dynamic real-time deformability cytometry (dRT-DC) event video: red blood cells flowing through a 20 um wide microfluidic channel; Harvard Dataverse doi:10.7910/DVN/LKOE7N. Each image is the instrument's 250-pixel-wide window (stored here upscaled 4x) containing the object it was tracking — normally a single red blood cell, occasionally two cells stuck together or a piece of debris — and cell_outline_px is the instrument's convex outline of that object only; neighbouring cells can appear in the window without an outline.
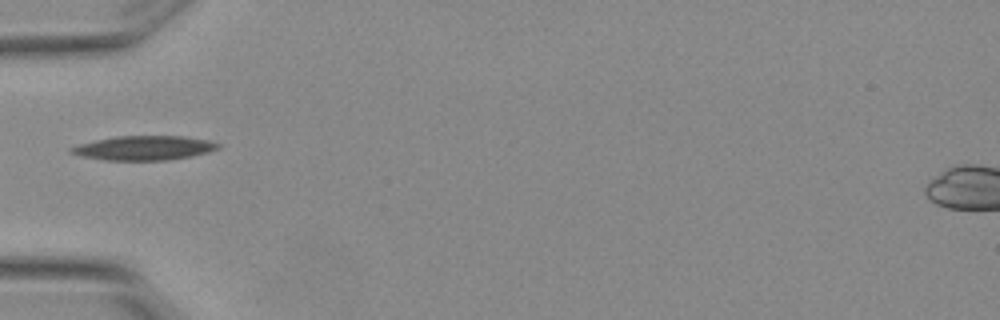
{"species": "Egyptian fruit bat (a non-hibernating species)", "species_latin": "Rousettus aegyptiacus", "temperature_condition": "warm", "stored_images_in_passage": 5, "camera_frame_rate_fps": 3000, "um_per_image_px": 0.085, "animal": {"sex": "female"}, "frame": {"image": 1, "passage_image": 5, "time_ms": 1.333, "image_size_px": [1000, 320], "cell_outline_px": [[220, 148], [208, 152], [192, 156], [168, 160], [104, 160], [80, 156], [68, 152], [68, 148], [80, 144], [96, 140], [116, 136], [184, 136], [208, 140], [220, 144]], "centroid_in_image_um": [12.23, 12.58], "position_along_channel_um": 72.8, "area_um2": 20.87}}